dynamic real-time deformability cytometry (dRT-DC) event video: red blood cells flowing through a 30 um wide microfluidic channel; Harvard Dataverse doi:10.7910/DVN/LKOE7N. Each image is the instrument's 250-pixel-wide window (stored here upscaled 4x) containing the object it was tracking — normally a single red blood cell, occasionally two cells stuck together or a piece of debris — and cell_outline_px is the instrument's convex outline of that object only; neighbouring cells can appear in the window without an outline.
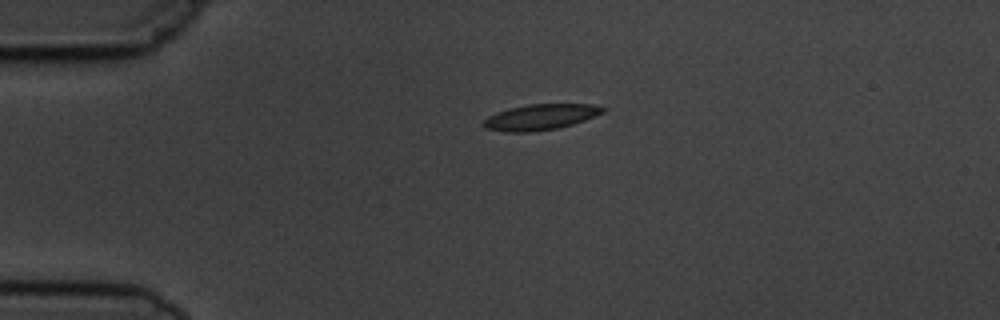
{"species": "common noctule bat (a hibernating species)", "species_latin": "Nyctalus noctula", "temperature_condition": "cold", "stored_images_in_passage": 2, "camera_frame_rate_fps": 3000, "um_per_image_px": 0.085, "animal": {"sex": "male", "body_mass_g": 19.5, "forearm_length_mm": 54.6}, "frame": {"image": 1, "passage_image": 1, "time_ms": 0.0, "image_size_px": [1000, 320], "cell_outline_px": [[608, 108], [604, 112], [584, 120], [572, 124], [556, 128], [528, 132], [504, 132], [484, 128], [480, 124], [488, 116], [508, 108], [528, 104], [592, 104]], "centroid_in_image_um": [45.91, 9.94], "position_along_channel_um": 39.1, "area_um2": 17.92}}